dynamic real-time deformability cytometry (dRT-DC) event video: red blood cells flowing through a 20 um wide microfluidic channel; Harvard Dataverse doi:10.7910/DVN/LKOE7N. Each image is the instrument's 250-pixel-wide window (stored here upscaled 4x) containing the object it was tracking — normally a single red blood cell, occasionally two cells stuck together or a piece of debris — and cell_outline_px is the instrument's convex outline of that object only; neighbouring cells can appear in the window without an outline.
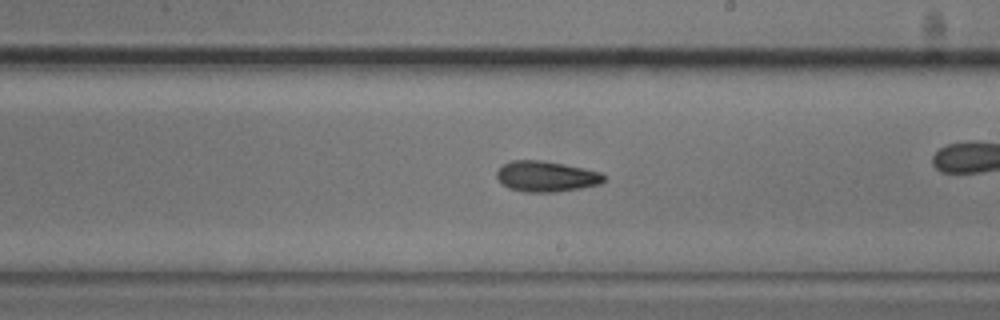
{"species": "common noctule bat (a hibernating species)", "species_latin": "Nyctalus noctula", "temperature_condition": "cold", "stored_images_in_passage": 41, "camera_frame_rate_fps": 3000, "um_per_image_px": 0.085, "animal": {"sex": "male", "body_mass_g": 20.5, "forearm_length_mm": 52.5}, "frame": {"image": 1, "passage_image": 24, "time_ms": 7.667, "image_size_px": [1000, 320], "cell_outline_px": [[604, 180], [600, 184], [580, 188], [556, 192], [524, 192], [508, 188], [496, 176], [496, 172], [504, 164], [512, 160], [540, 160], [564, 164], [600, 172], [604, 176]], "centroid_in_image_um": [46.41, 15.0], "position_along_channel_um": 242.6, "area_um2": 18.96}}
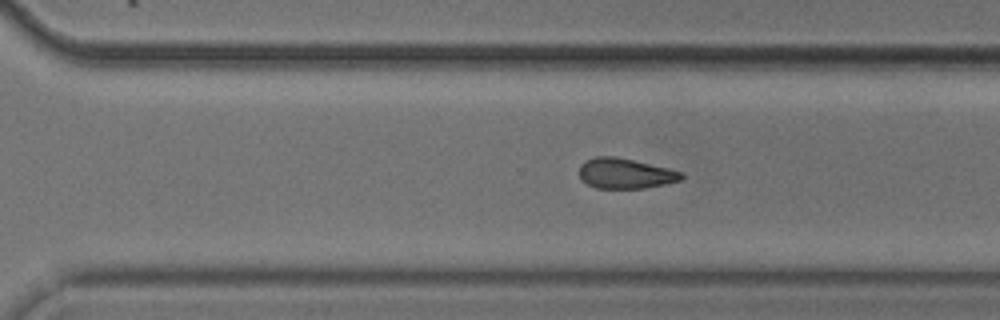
{"frame": {"image": 2, "passage_image": 30, "time_ms": 9.667, "image_size_px": [1000, 320], "cell_outline_px": [[684, 176], [680, 180], [664, 184], [644, 188], [596, 188], [580, 180], [580, 164], [584, 160], [596, 156], [616, 156], [668, 168], [684, 172]], "centroid_in_image_um": [53.13, 14.73], "position_along_channel_um": 317.5, "area_um2": 18.09}}